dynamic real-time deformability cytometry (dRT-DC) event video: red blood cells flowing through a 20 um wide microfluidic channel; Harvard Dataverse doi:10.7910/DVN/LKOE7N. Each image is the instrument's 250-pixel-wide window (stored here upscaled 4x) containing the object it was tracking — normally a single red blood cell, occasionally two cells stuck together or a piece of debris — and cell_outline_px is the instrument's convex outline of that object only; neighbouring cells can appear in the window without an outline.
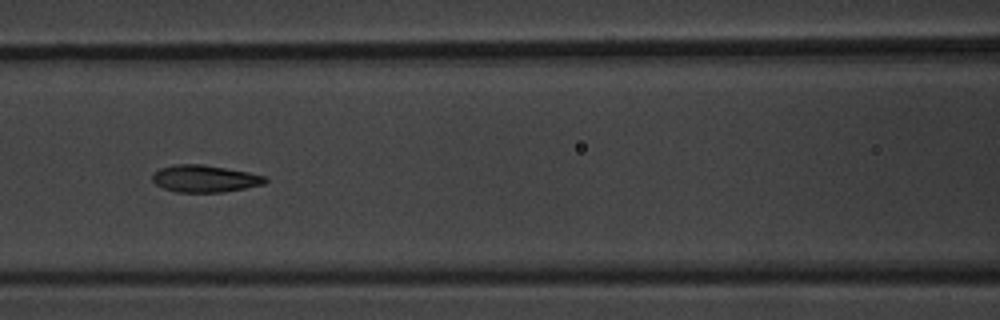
{"species": "common noctule bat (a hibernating species)", "species_latin": "Nyctalus noctula", "temperature_condition": "warm", "stored_images_in_passage": 8, "camera_frame_rate_fps": 3000, "um_per_image_px": 0.085, "animal": {"sex": "male", "body_mass_g": 20.1, "forearm_length_mm": 53.5}, "frame": {"image": 1, "passage_image": 5, "time_ms": 4.667, "image_size_px": [1000, 320], "cell_outline_px": [[268, 180], [264, 184], [224, 192], [176, 192], [164, 188], [156, 184], [152, 180], [152, 172], [160, 168], [176, 164], [200, 164], [248, 172], [264, 176]], "centroid_in_image_um": [17.37, 15.18], "position_along_channel_um": 149.2, "area_um2": 17.69}}
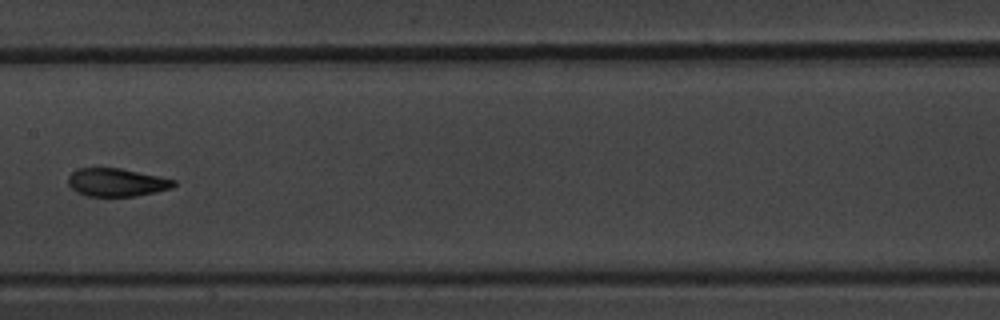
{"frame": {"image": 2, "passage_image": 6, "time_ms": 6.0, "image_size_px": [1000, 320], "cell_outline_px": [[176, 184], [172, 188], [156, 192], [136, 196], [84, 196], [76, 192], [68, 184], [68, 176], [76, 168], [120, 168], [176, 180]], "centroid_in_image_um": [9.89, 15.51], "position_along_channel_um": 197.5, "area_um2": 17.34}}
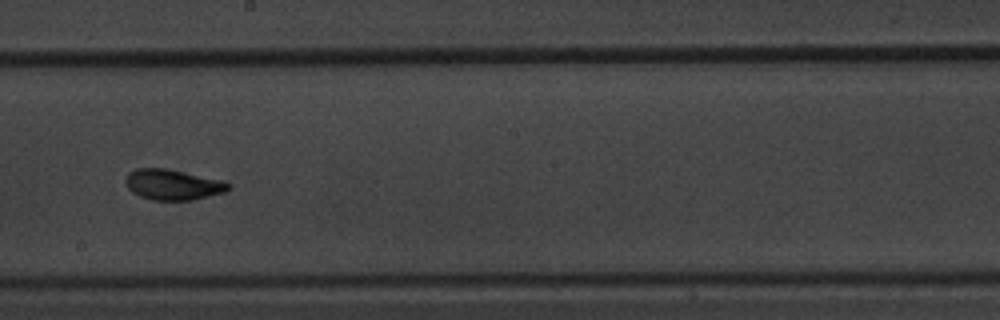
{"frame": {"image": 3, "passage_image": 7, "time_ms": 7.0, "image_size_px": [1000, 320], "cell_outline_px": [[232, 188], [224, 192], [192, 200], [152, 200], [140, 196], [132, 192], [128, 188], [124, 180], [128, 172], [136, 168], [164, 168], [224, 180], [232, 184]], "centroid_in_image_um": [14.7, 15.69], "position_along_channel_um": 233.5, "area_um2": 18.44}}